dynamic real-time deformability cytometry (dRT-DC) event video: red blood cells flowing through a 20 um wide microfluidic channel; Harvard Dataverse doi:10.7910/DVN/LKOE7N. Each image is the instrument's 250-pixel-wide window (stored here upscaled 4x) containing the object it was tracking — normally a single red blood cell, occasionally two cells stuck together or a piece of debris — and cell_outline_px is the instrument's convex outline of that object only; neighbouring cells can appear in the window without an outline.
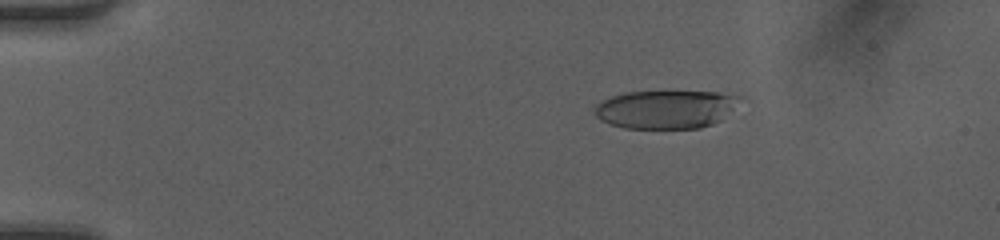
{"species": "human", "species_latin": "Homo sapiens", "temperature_condition": "room temperature", "stored_images_in_passage": 48, "camera_frame_rate_fps": 3000, "um_per_image_px": 0.085, "donor": {"sex": "female"}, "frame": {"image": 1, "passage_image": 9, "time_ms": 2.667, "image_size_px": [1000, 240], "cell_outline_px": [[740, 96], [720, 120], [712, 124], [700, 128], [624, 128], [600, 120], [596, 116], [596, 104], [612, 96], [628, 92], [716, 92]], "centroid_in_image_um": [56.52, 9.3], "position_along_channel_um": 28.5, "area_um2": 31.56}}
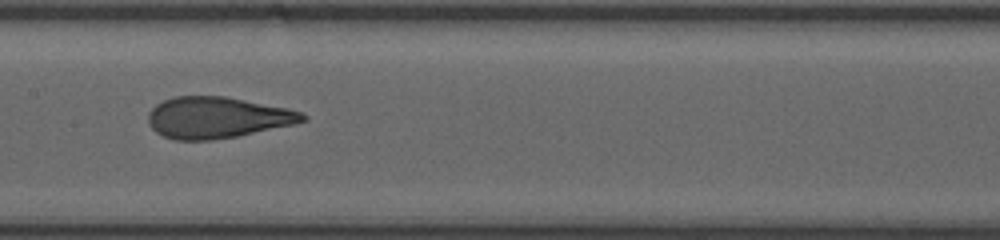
{"frame": {"image": 2, "passage_image": 26, "time_ms": 8.333, "image_size_px": [1000, 240], "cell_outline_px": [[308, 120], [292, 124], [236, 136], [212, 140], [176, 140], [164, 136], [156, 132], [148, 124], [148, 112], [156, 104], [164, 100], [176, 96], [224, 96], [304, 112], [308, 116]], "centroid_in_image_um": [18.43, 9.99], "position_along_channel_um": 189.0, "area_um2": 36.82}}
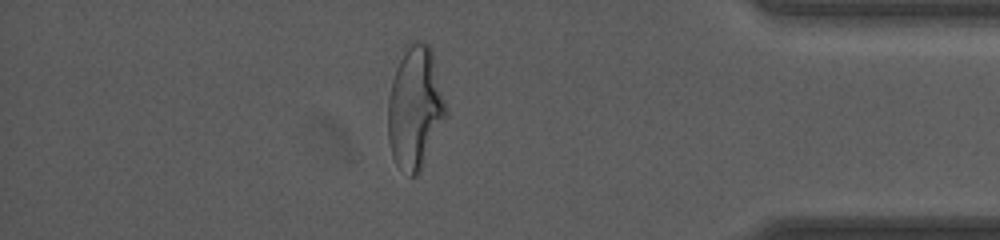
{"frame": {"image": 3, "passage_image": 43, "time_ms": 14.0, "image_size_px": [1000, 240], "cell_outline_px": [[448, 116], [420, 172], [416, 176], [408, 176], [396, 164], [392, 156], [388, 140], [388, 100], [392, 80], [404, 44], [420, 40], [428, 44], [432, 48], [448, 108]], "centroid_in_image_um": [35.31, 9.14], "position_along_channel_um": 399.9, "area_um2": 42.37}}